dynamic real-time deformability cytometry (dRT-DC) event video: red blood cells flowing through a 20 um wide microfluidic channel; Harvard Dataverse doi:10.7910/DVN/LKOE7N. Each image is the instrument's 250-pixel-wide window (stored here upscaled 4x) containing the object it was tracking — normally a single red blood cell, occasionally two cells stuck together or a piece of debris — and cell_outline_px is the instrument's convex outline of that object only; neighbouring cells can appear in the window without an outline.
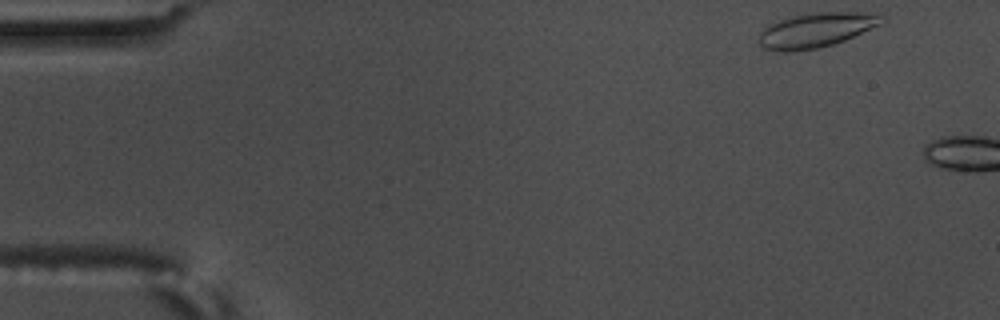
{"species": "common noctule bat (a hibernating species)", "species_latin": "Nyctalus noctula", "temperature_condition": "warm", "stored_images_in_passage": 5, "camera_frame_rate_fps": 3000, "um_per_image_px": 0.085, "animal": {"sex": "male", "body_mass_g": 17.5, "forearm_length_mm": 52.3}, "frame": {"image": 1, "passage_image": 1, "time_ms": 0.0, "image_size_px": [1000, 320], "cell_outline_px": [[888, 20], [880, 24], [844, 40], [832, 44], [816, 48], [792, 52], [784, 52], [764, 48], [760, 44], [760, 32], [768, 24], [776, 20], [788, 16], [804, 12], [880, 12], [888, 16]], "centroid_in_image_um": [69.41, 2.51], "position_along_channel_um": 15.6, "area_um2": 25.32}}